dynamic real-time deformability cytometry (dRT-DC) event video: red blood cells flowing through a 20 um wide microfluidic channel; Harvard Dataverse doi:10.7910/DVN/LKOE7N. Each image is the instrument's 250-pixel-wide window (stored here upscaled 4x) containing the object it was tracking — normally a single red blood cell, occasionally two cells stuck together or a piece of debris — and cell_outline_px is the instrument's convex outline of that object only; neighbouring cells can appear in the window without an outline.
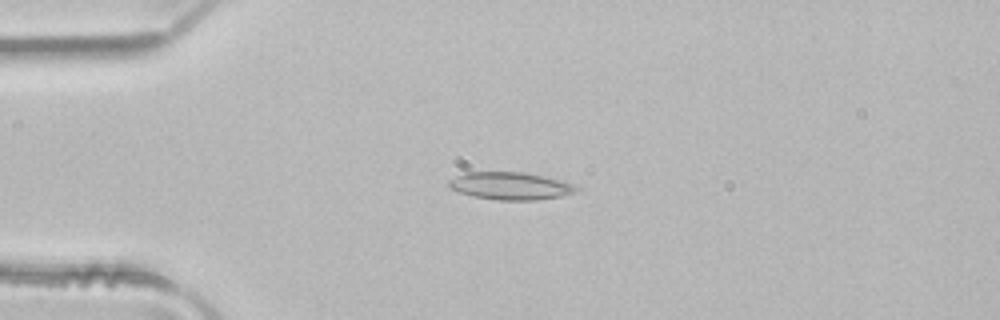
{"species": "common noctule bat (a hibernating species)", "species_latin": "Nyctalus noctula", "temperature_condition": "room temperature", "stored_images_in_passage": 2, "camera_frame_rate_fps": 3000, "um_per_image_px": 0.085, "animal": {"sex": "male", "body_mass_g": 21.5, "forearm_length_mm": 52.0}, "frame": {"image": 1, "passage_image": 1, "time_ms": 0.0, "image_size_px": [1000, 320], "cell_outline_px": [[576, 192], [560, 196], [536, 200], [496, 200], [472, 196], [448, 188], [448, 180], [464, 172], [524, 172], [544, 176], [572, 184], [576, 188]], "centroid_in_image_um": [43.31, 15.8], "position_along_channel_um": 41.7, "area_um2": 20.35}}